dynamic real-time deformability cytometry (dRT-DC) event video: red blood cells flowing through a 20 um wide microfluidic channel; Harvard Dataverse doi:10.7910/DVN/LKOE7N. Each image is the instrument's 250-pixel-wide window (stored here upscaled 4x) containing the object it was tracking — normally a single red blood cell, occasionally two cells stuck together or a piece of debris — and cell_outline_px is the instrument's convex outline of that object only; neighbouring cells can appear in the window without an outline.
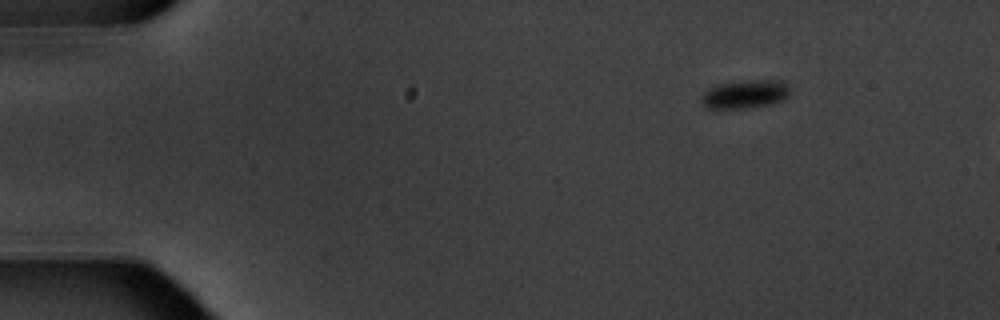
{"species": "common noctule bat (a hibernating species)", "species_latin": "Nyctalus noctula", "temperature_condition": "warm", "stored_images_in_passage": 4, "camera_frame_rate_fps": 3000, "um_per_image_px": 0.085, "animal": {"sex": "male", "body_mass_g": 20.1, "forearm_length_mm": 53.5}, "frame": {"image": 1, "passage_image": 1, "time_ms": 0.0, "image_size_px": [1000, 320], "cell_outline_px": [[788, 96], [784, 100], [768, 104], [740, 108], [708, 108], [700, 100], [704, 92], [708, 88], [720, 84], [764, 80], [780, 80], [788, 88]], "centroid_in_image_um": [63.31, 8.01], "position_along_channel_um": 21.7, "area_um2": 14.05}}